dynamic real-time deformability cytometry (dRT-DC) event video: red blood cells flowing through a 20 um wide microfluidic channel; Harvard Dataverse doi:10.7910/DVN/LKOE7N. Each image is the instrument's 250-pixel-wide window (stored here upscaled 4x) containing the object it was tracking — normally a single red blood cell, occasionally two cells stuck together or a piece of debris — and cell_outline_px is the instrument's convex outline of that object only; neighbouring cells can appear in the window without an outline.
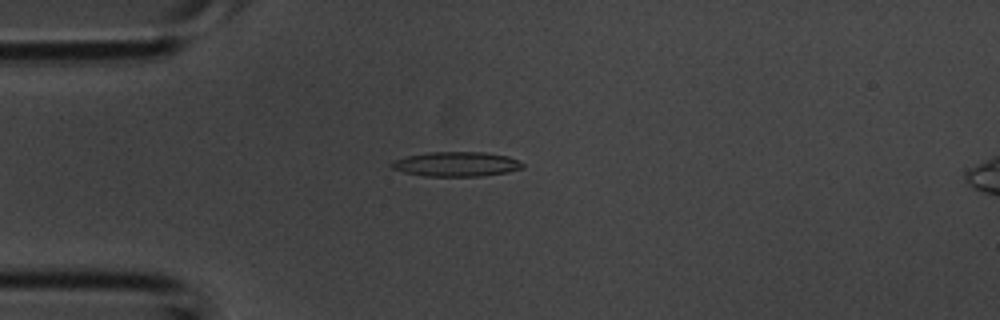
{"species": "common noctule bat (a hibernating species)", "species_latin": "Nyctalus noctula", "temperature_condition": "room temperature", "stored_images_in_passage": 42, "camera_frame_rate_fps": 3000, "um_per_image_px": 0.085, "animal": {"sex": "male", "body_mass_g": 20.1, "forearm_length_mm": 53.5}, "frame": {"image": 1, "passage_image": 11, "time_ms": 3.333, "image_size_px": [1000, 320], "cell_outline_px": [[524, 168], [508, 172], [480, 176], [424, 176], [404, 172], [392, 168], [388, 164], [396, 160], [408, 156], [428, 152], [484, 152], [508, 156], [524, 164]], "centroid_in_image_um": [38.8, 13.95], "position_along_channel_um": 46.2, "area_um2": 18.73}}
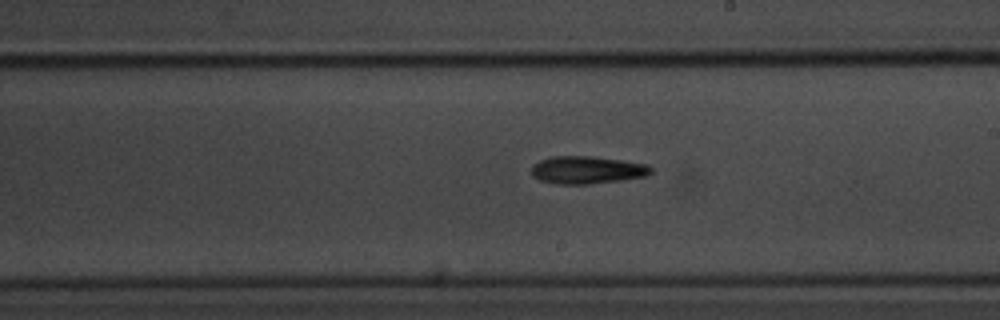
{"frame": {"image": 2, "passage_image": 24, "time_ms": 7.667, "image_size_px": [1000, 320], "cell_outline_px": [[652, 172], [648, 176], [620, 180], [588, 184], [556, 184], [540, 180], [532, 176], [532, 164], [540, 160], [552, 156], [592, 156], [648, 164], [652, 168]], "centroid_in_image_um": [49.89, 14.44], "position_along_channel_um": 239.1, "area_um2": 19.31}}
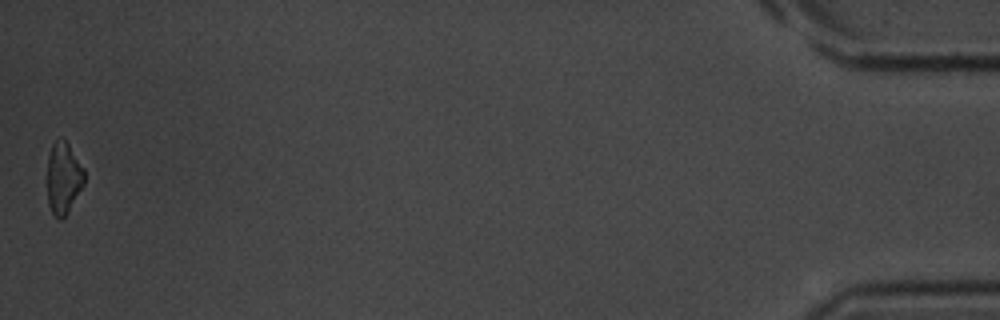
{"frame": {"image": 3, "passage_image": 42, "time_ms": 13.667, "image_size_px": [1000, 320], "cell_outline_px": [[84, 184], [64, 220], [60, 220], [52, 212], [48, 204], [48, 156], [52, 144], [60, 136], [68, 144], [84, 168]], "centroid_in_image_um": [5.4, 15.15], "position_along_channel_um": 429.8, "area_um2": 15.49}}